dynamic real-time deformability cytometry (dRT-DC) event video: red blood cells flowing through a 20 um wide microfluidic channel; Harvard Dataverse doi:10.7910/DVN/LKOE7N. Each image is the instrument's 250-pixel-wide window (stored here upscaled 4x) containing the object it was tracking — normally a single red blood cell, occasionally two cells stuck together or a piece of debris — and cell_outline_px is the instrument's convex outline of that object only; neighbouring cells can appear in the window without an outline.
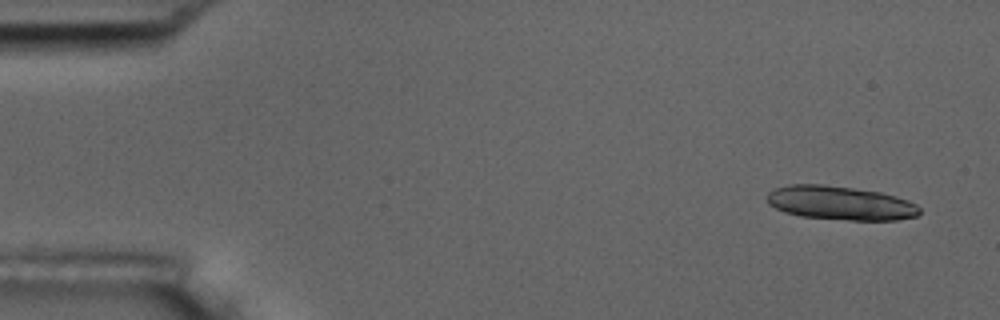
{"species": "common noctule bat (a hibernating species)", "species_latin": "Nyctalus noctula", "temperature_condition": "room temperature", "stored_images_in_passage": 7, "camera_frame_rate_fps": 3000, "um_per_image_px": 0.085, "animal": {"sex": "male", "body_mass_g": 17.5, "forearm_length_mm": 52.3}, "frame": {"image": 1, "passage_image": 1, "time_ms": 0.0, "image_size_px": [1000, 320], "cell_outline_px": [[920, 212], [916, 216], [896, 220], [852, 220], [800, 216], [784, 212], [768, 204], [768, 192], [776, 188], [788, 184], [824, 184], [880, 192], [896, 196], [908, 200], [916, 204], [920, 208]], "centroid_in_image_um": [71.42, 17.25], "position_along_channel_um": 13.6, "area_um2": 30.06}}